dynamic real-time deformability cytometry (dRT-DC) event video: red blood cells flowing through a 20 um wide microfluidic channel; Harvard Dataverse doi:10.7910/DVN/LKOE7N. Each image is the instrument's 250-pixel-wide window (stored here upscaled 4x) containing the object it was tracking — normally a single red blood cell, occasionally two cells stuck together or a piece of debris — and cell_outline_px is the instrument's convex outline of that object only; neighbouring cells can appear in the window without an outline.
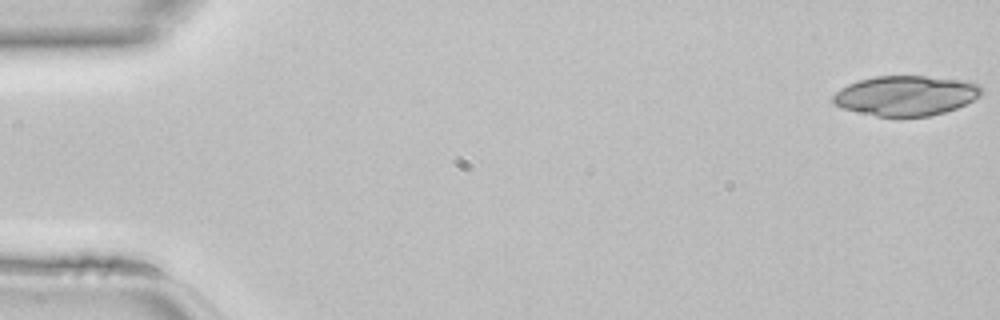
{"species": "common noctule bat (a hibernating species)", "species_latin": "Nyctalus noctula", "temperature_condition": "room temperature", "stored_images_in_passage": 45, "camera_frame_rate_fps": 3000, "um_per_image_px": 0.085, "animal": {"sex": "female", "body_mass_g": 22.7, "forearm_length_mm": 54.2}, "frame": {"image": 1, "passage_image": 1, "time_ms": 0.0, "image_size_px": [1000, 320], "cell_outline_px": [[984, 92], [980, 96], [956, 108], [944, 112], [928, 116], [900, 120], [876, 116], [844, 108], [832, 104], [832, 96], [840, 88], [848, 84], [860, 80], [876, 76], [924, 76], [968, 80], [980, 84]], "centroid_in_image_um": [77.02, 8.15], "position_along_channel_um": 8.0, "area_um2": 35.32}}